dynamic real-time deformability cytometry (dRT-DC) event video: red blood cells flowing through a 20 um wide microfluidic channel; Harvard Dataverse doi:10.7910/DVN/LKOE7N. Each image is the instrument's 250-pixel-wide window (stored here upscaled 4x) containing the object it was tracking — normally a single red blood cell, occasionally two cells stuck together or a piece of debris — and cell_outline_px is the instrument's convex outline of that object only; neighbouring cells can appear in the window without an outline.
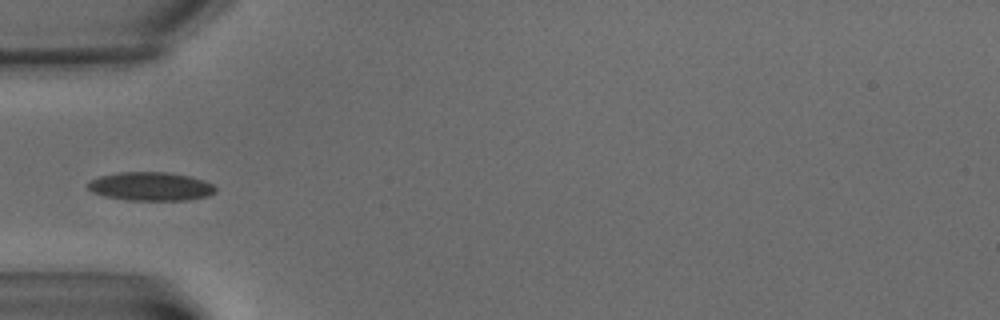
{"species": "common noctule bat (a hibernating species)", "species_latin": "Nyctalus noctula", "temperature_condition": "warm", "stored_images_in_passage": 10, "camera_frame_rate_fps": 3000, "um_per_image_px": 0.085, "animal": {"sex": "male", "body_mass_g": 15.6}, "frame": {"image": 1, "passage_image": 6, "time_ms": 6.667, "image_size_px": [1000, 320], "cell_outline_px": [[216, 192], [208, 196], [188, 200], [128, 200], [104, 196], [92, 192], [84, 184], [100, 176], [120, 172], [168, 172], [192, 176], [204, 180], [212, 184], [216, 188]], "centroid_in_image_um": [12.82, 15.84], "position_along_channel_um": 72.2, "area_um2": 21.44}}
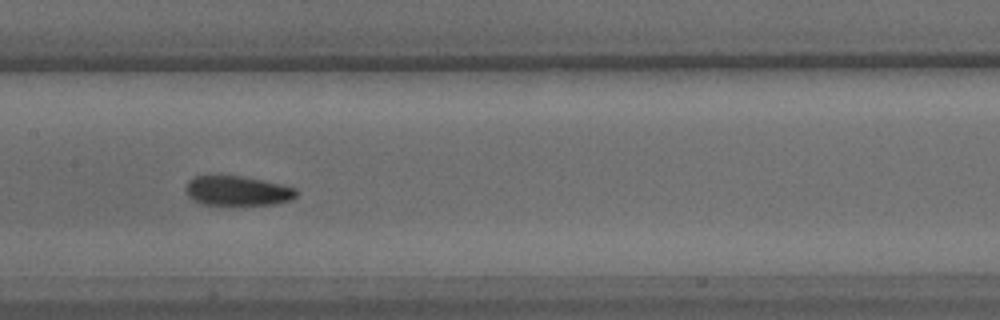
{"frame": {"image": 2, "passage_image": 9, "time_ms": 10.667, "image_size_px": [1000, 320], "cell_outline_px": [[296, 196], [292, 200], [276, 204], [236, 208], [224, 208], [200, 204], [192, 200], [188, 196], [184, 188], [188, 180], [196, 176], [216, 172], [220, 172], [244, 176], [280, 184], [296, 188]], "centroid_in_image_um": [20.09, 16.24], "position_along_channel_um": 187.3, "area_um2": 21.1}}